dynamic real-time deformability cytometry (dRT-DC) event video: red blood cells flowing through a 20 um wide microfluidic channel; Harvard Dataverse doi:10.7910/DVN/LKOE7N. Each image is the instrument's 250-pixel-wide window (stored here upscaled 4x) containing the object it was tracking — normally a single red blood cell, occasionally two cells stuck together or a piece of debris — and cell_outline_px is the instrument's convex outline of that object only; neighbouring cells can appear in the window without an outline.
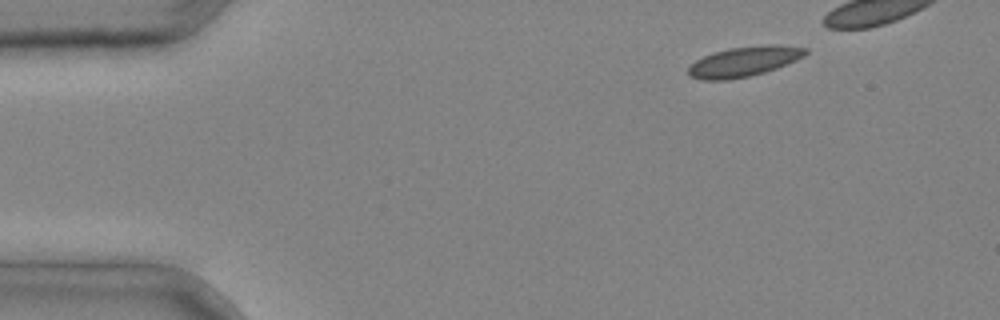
{"species": "common noctule bat (a hibernating species)", "species_latin": "Nyctalus noctula", "temperature_condition": "cold", "stored_images_in_passage": 5, "camera_frame_rate_fps": 3000, "um_per_image_px": 0.085, "animal": {"sex": "male", "body_mass_g": 20.4}, "frame": {"image": 1, "passage_image": 1, "time_ms": 0.0, "image_size_px": [1000, 320], "cell_outline_px": [[808, 52], [804, 56], [796, 60], [776, 68], [764, 72], [748, 76], [728, 80], [704, 80], [688, 76], [688, 68], [696, 60], [712, 52], [728, 48], [764, 44], [776, 44], [808, 48]], "centroid_in_image_um": [63.24, 5.21], "position_along_channel_um": 21.8, "area_um2": 20.58}}
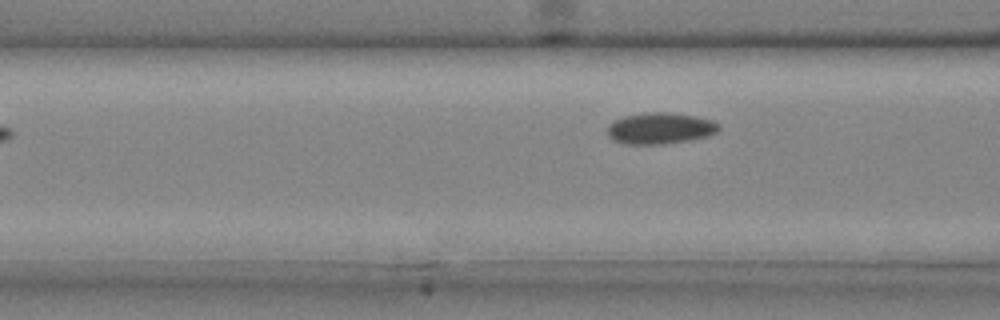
{"frame": {"image": 2, "passage_image": 5, "time_ms": 1.333, "image_size_px": [1000, 320], "cell_outline_px": [[720, 128], [716, 132], [708, 136], [688, 140], [664, 144], [624, 144], [612, 140], [608, 136], [608, 124], [624, 116], [648, 112], [668, 112], [696, 116], [712, 120], [720, 124]], "centroid_in_image_um": [56.11, 10.91], "position_along_channel_um": 110.5, "area_um2": 20.4}}